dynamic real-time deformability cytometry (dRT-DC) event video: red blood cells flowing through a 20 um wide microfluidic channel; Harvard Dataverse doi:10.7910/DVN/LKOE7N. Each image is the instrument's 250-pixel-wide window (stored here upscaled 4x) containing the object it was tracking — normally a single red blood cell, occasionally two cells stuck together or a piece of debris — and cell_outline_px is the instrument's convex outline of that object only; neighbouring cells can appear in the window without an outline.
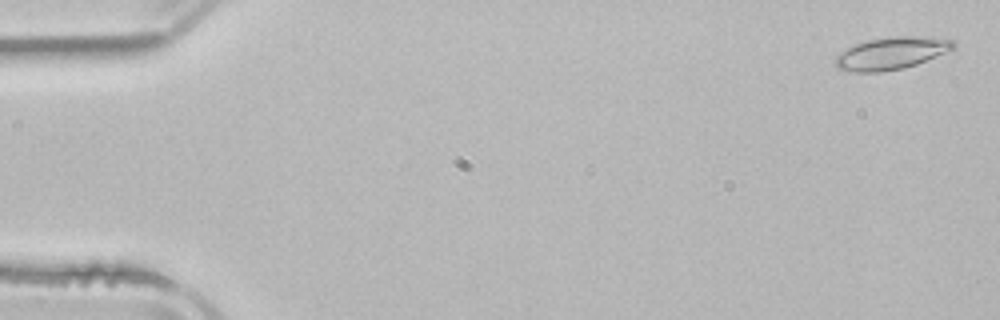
{"species": "common noctule bat (a hibernating species)", "species_latin": "Nyctalus noctula", "temperature_condition": "room temperature", "stored_images_in_passage": 4, "segment_of_instrument_passage": [2, 2], "camera_frame_rate_fps": 3000, "um_per_image_px": 0.085, "animal": {"sex": "male", "body_mass_g": 21.5, "forearm_length_mm": 52.0}, "frame": {"image": 1, "passage_image": 4, "time_ms": 4.0, "image_size_px": [1000, 320], "cell_outline_px": [[956, 48], [916, 64], [904, 68], [880, 72], [856, 72], [836, 68], [836, 56], [840, 52], [856, 44], [868, 40], [892, 36], [932, 36], [952, 40], [956, 44]], "centroid_in_image_um": [75.8, 4.52], "position_along_channel_um": 9.2, "area_um2": 22.2}}